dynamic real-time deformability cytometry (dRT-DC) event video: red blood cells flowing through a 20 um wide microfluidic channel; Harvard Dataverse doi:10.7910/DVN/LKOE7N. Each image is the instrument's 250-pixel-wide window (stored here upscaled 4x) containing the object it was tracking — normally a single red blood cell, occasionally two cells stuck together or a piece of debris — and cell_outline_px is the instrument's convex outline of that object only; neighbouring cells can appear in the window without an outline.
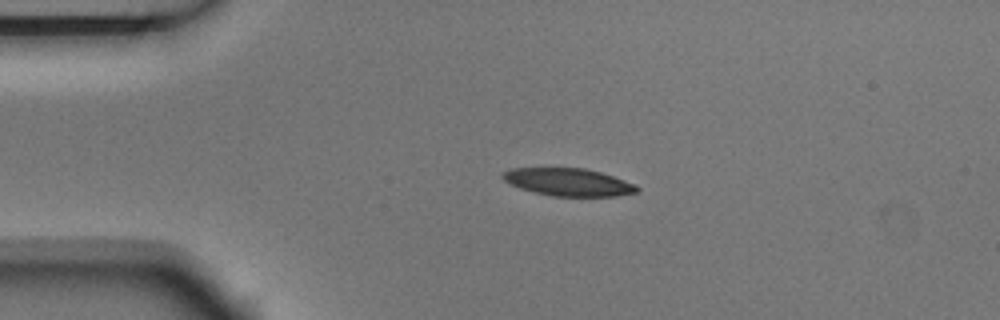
{"species": "Egyptian fruit bat (a non-hibernating species)", "species_latin": "Rousettus aegyptiacus", "temperature_condition": "room temperature", "stored_images_in_passage": 4, "camera_frame_rate_fps": 3000, "um_per_image_px": 0.085, "animal": {"sex": "male"}, "frame": {"image": 1, "passage_image": 3, "time_ms": 0.667, "image_size_px": [1000, 320], "cell_outline_px": [[640, 188], [636, 192], [616, 196], [552, 196], [520, 188], [504, 180], [500, 176], [504, 172], [512, 168], [584, 168], [600, 172], [636, 184]], "centroid_in_image_um": [48.32, 15.48], "position_along_channel_um": 36.7, "area_um2": 21.39}}